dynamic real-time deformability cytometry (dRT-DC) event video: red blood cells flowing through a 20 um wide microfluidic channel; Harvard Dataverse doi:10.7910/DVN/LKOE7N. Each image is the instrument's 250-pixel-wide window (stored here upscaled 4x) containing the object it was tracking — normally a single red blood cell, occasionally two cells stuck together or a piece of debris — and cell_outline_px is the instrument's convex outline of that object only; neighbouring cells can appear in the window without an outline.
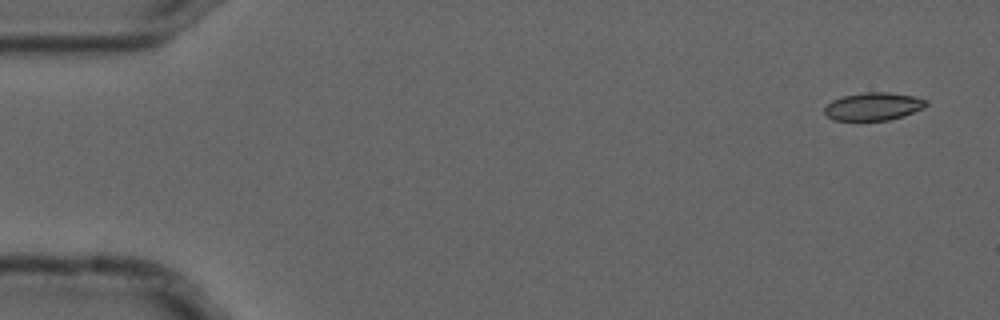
{"species": "common noctule bat (a hibernating species)", "species_latin": "Nyctalus noctula", "temperature_condition": "cold", "stored_images_in_passage": 9, "camera_frame_rate_fps": 3000, "um_per_image_px": 0.085, "animal": {"sex": "male", "forearm_length_mm": 52.5}, "frame": {"image": 1, "passage_image": 1, "time_ms": 0.0, "image_size_px": [1000, 320], "cell_outline_px": [[928, 104], [924, 108], [904, 116], [888, 120], [832, 120], [824, 112], [824, 108], [832, 100], [844, 96], [864, 92], [888, 92], [912, 96], [928, 100]], "centroid_in_image_um": [74.25, 9.05], "position_along_channel_um": 10.7, "area_um2": 16.47}}
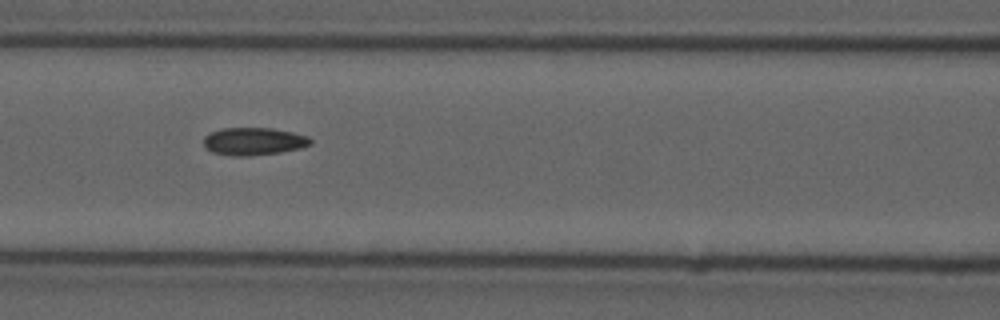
{"frame": {"image": 2, "passage_image": 7, "time_ms": 2.0, "image_size_px": [1000, 320], "cell_outline_px": [[312, 144], [300, 148], [280, 152], [248, 156], [232, 156], [212, 152], [204, 148], [204, 136], [220, 128], [272, 128], [292, 132], [308, 136], [312, 140]], "centroid_in_image_um": [21.55, 12.01], "position_along_channel_um": 145.0, "area_um2": 17.28}}
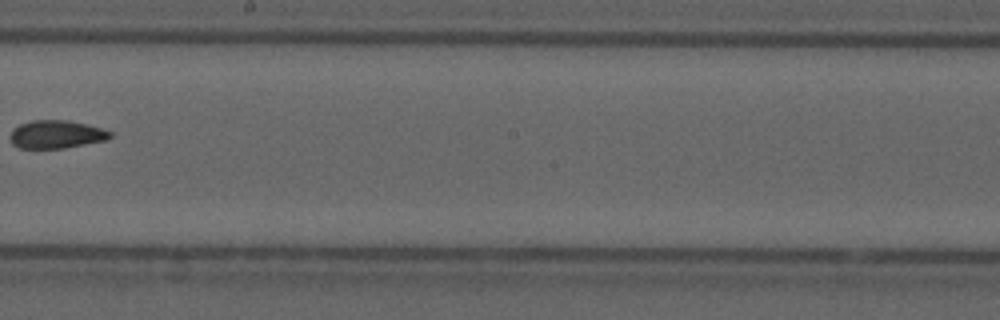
{"frame": {"image": 3, "passage_image": 9, "time_ms": 2.667, "image_size_px": [1000, 320], "cell_outline_px": [[112, 136], [108, 140], [64, 148], [20, 148], [12, 144], [12, 128], [20, 124], [32, 120], [68, 120], [88, 124], [112, 132]], "centroid_in_image_um": [4.82, 11.41], "position_along_channel_um": 243.4, "area_um2": 16.36}}